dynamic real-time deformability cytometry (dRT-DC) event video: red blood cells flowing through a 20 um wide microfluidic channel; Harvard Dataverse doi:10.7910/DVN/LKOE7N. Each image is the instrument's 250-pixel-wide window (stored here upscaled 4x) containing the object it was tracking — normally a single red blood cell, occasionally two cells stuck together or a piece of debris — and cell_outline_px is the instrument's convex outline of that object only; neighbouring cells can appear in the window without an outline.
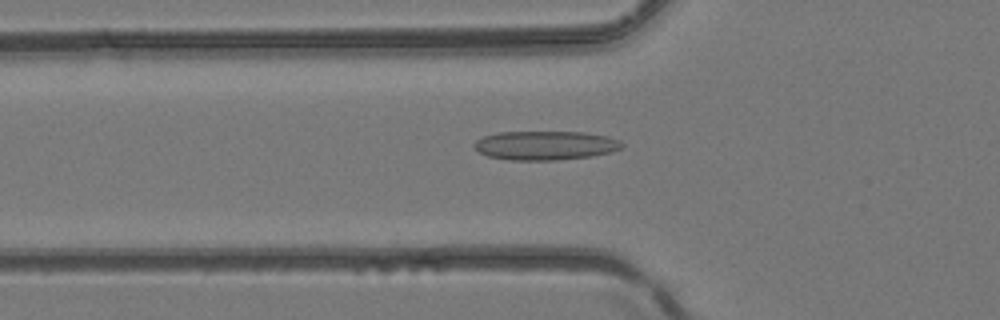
{"species": "common noctule bat (a hibernating species)", "species_latin": "Nyctalus noctula", "temperature_condition": "room temperature", "stored_images_in_passage": 42, "camera_frame_rate_fps": 3000, "um_per_image_px": 0.085, "animal": {"sex": "female", "body_mass_g": 24.6, "forearm_length_mm": 56.2}, "frame": {"image": 1, "passage_image": 15, "time_ms": 4.667, "image_size_px": [1000, 320], "cell_outline_px": [[624, 144], [620, 148], [612, 152], [592, 156], [556, 160], [508, 160], [488, 156], [480, 152], [472, 144], [476, 140], [484, 136], [496, 132], [584, 132], [604, 136], [620, 140]], "centroid_in_image_um": [46.34, 12.36], "position_along_channel_um": 79.5, "area_um2": 24.97}}
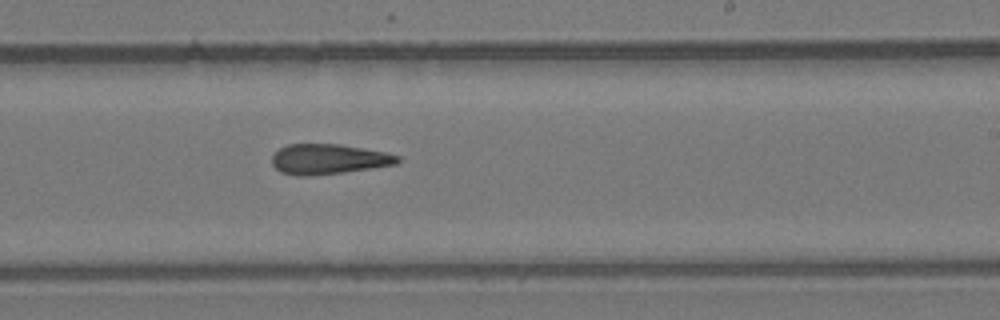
{"frame": {"image": 2, "passage_image": 26, "time_ms": 8.333, "image_size_px": [1000, 320], "cell_outline_px": [[400, 160], [396, 164], [372, 168], [344, 172], [308, 176], [296, 176], [280, 172], [272, 164], [272, 156], [280, 148], [288, 144], [340, 144], [384, 152], [400, 156]], "centroid_in_image_um": [27.9, 13.53], "position_along_channel_um": 261.1, "area_um2": 22.02}}
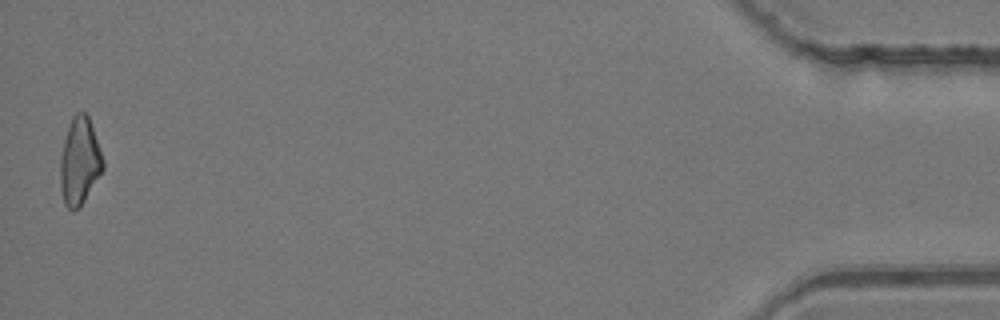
{"frame": {"image": 3, "passage_image": 42, "time_ms": 13.667, "image_size_px": [1000, 320], "cell_outline_px": [[104, 168], [80, 208], [72, 212], [64, 204], [60, 188], [60, 160], [64, 140], [68, 124], [72, 116], [76, 112], [84, 112], [88, 116], [104, 160]], "centroid_in_image_um": [6.75, 13.74], "position_along_channel_um": 428.4, "area_um2": 21.79}}